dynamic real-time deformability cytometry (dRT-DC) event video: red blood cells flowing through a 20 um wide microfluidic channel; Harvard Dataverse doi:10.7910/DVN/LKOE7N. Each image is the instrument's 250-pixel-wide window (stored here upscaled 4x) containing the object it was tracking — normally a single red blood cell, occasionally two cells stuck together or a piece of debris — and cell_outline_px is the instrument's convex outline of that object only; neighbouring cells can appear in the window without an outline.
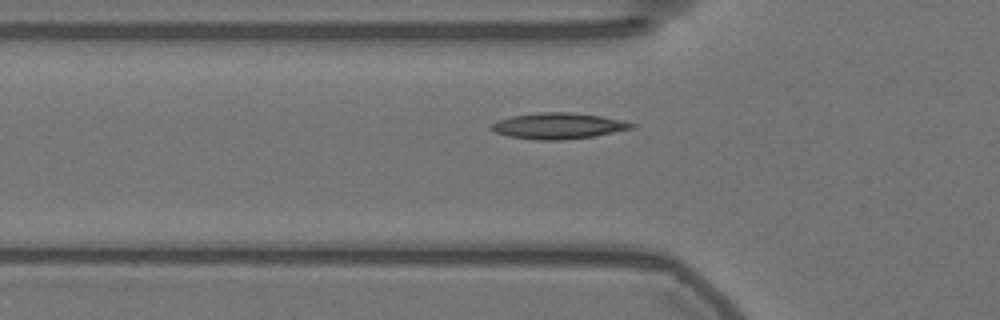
{"species": "Egyptian fruit bat (a non-hibernating species)", "species_latin": "Rousettus aegyptiacus", "temperature_condition": "warm", "stored_images_in_passage": 51, "camera_frame_rate_fps": 3000, "um_per_image_px": 0.085, "animal": {"sex": "female"}, "frame": {"image": 1, "passage_image": 17, "time_ms": 5.333, "image_size_px": [1000, 320], "cell_outline_px": [[636, 128], [592, 136], [564, 140], [536, 140], [508, 136], [496, 132], [488, 128], [496, 120], [512, 116], [540, 112], [572, 112], [600, 116], [620, 120], [636, 124]], "centroid_in_image_um": [47.43, 10.7], "position_along_channel_um": 78.4, "area_um2": 21.27}}
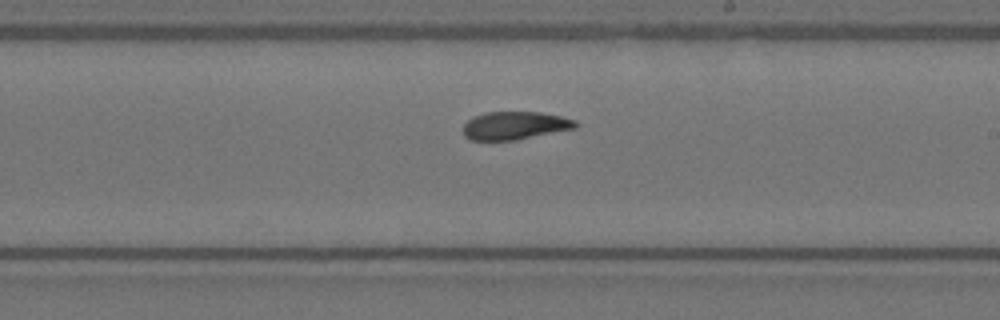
{"frame": {"image": 2, "passage_image": 31, "time_ms": 10.0, "image_size_px": [1000, 320], "cell_outline_px": [[580, 124], [576, 128], [516, 140], [472, 140], [464, 136], [464, 124], [472, 116], [484, 112], [540, 112], [560, 116], [576, 120]], "centroid_in_image_um": [43.77, 10.66], "position_along_channel_um": 245.2, "area_um2": 18.44}}
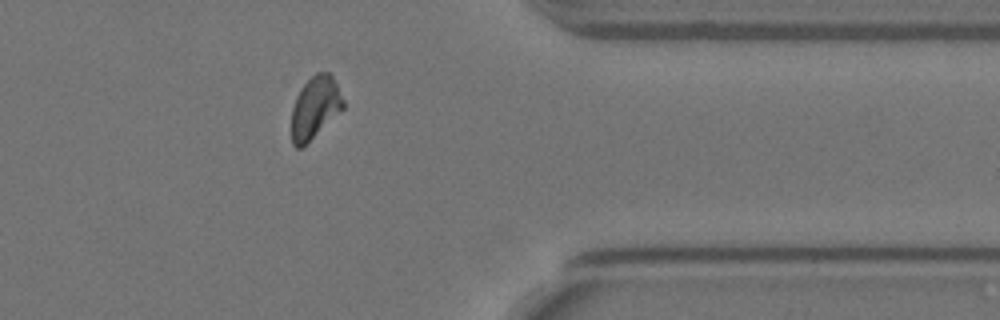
{"frame": {"image": 3, "passage_image": 44, "time_ms": 14.333, "image_size_px": [1000, 320], "cell_outline_px": [[344, 108], [300, 148], [296, 148], [292, 144], [292, 108], [296, 96], [300, 88], [316, 72], [328, 72], [332, 76], [344, 100]], "centroid_in_image_um": [26.77, 9.11], "position_along_channel_um": 384.6, "area_um2": 18.32}, "authors_computed_cell_mechanics": {"area_um2": 19.1896, "velocity_mm_per_s": 3.5679, "shape_relaxation_time_tau1_ms": 7.6168, "shape_relaxation_time_tau2_ms": 2.6403, "deformation_change_tau1": 0.1496, "deformation_change_tau2": 0.0823}}